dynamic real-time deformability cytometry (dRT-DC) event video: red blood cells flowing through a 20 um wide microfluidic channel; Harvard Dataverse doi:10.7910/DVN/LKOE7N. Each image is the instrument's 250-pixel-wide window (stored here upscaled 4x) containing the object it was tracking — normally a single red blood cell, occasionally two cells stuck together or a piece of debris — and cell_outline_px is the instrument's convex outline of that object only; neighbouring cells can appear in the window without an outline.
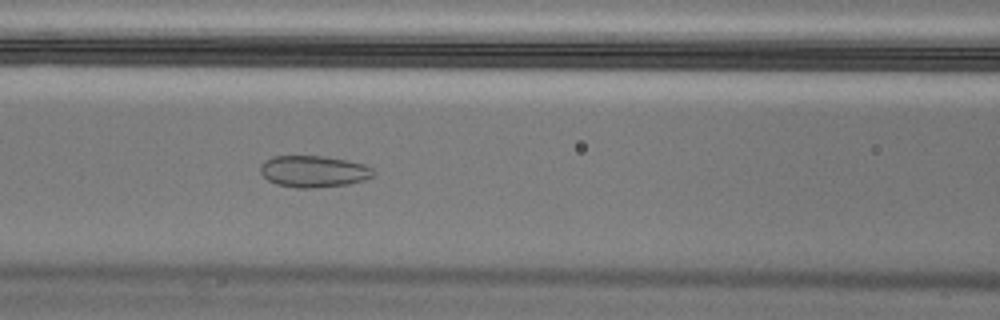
{"species": "Egyptian fruit bat (a non-hibernating species)", "species_latin": "Rousettus aegyptiacus", "temperature_condition": "cold", "stored_images_in_passage": 57, "camera_frame_rate_fps": 3000, "um_per_image_px": 0.085, "animal": {"sex": "male"}, "frame": {"image": 1, "passage_image": 25, "time_ms": 8.0, "image_size_px": [1000, 320], "cell_outline_px": [[376, 172], [372, 176], [364, 180], [348, 184], [312, 188], [296, 188], [276, 184], [268, 180], [260, 172], [260, 164], [264, 160], [272, 156], [324, 156], [348, 160], [364, 164], [372, 168]], "centroid_in_image_um": [26.65, 14.56], "position_along_channel_um": 140.0, "area_um2": 20.98}}